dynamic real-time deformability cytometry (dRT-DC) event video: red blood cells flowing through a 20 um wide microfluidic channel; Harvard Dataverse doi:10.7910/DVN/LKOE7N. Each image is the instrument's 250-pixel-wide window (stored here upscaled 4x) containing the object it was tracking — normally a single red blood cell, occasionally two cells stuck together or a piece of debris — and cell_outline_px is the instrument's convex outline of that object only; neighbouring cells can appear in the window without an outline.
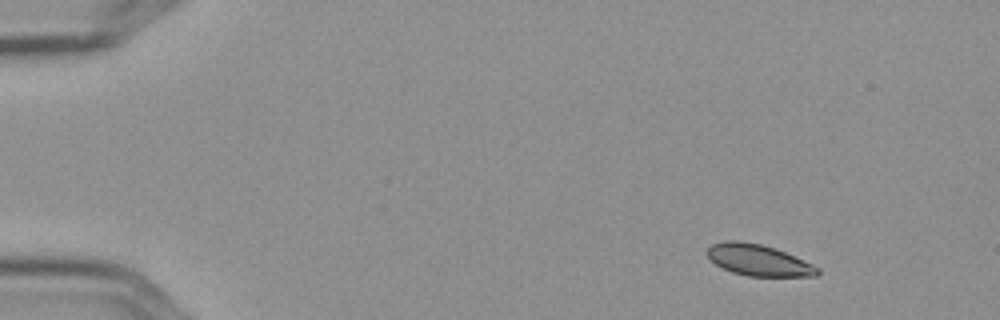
{"species": "Egyptian fruit bat (a non-hibernating species)", "species_latin": "Rousettus aegyptiacus", "temperature_condition": "cold", "stored_images_in_passage": 4, "camera_frame_rate_fps": 3000, "um_per_image_px": 0.085, "frame": {"image": 1, "passage_image": 1, "time_ms": 0.0, "image_size_px": [1000, 320], "cell_outline_px": [[820, 272], [816, 276], [748, 276], [732, 272], [716, 264], [704, 252], [712, 244], [724, 240], [736, 240], [760, 244], [776, 248], [812, 264], [820, 268]], "centroid_in_image_um": [64.46, 22.1], "position_along_channel_um": 20.5, "area_um2": 20.06}}
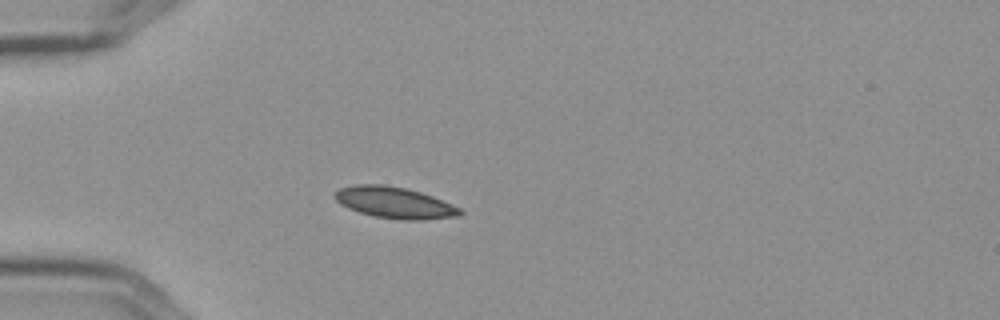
{"frame": {"image": 2, "passage_image": 4, "time_ms": 1.0, "image_size_px": [1000, 320], "cell_outline_px": [[464, 212], [460, 216], [420, 220], [404, 220], [372, 216], [348, 208], [340, 204], [332, 196], [340, 188], [356, 184], [384, 184], [404, 188], [420, 192], [432, 196], [452, 204], [460, 208]], "centroid_in_image_um": [33.53, 17.23], "position_along_channel_um": 51.5, "area_um2": 22.89}}